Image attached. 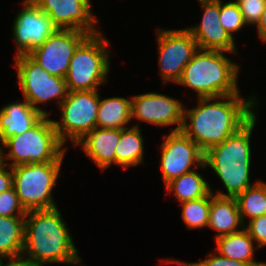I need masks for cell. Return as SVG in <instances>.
Listing matches in <instances>:
<instances>
[{
  "label": "cell",
  "instance_id": "1",
  "mask_svg": "<svg viewBox=\"0 0 266 266\" xmlns=\"http://www.w3.org/2000/svg\"><path fill=\"white\" fill-rule=\"evenodd\" d=\"M197 100V106L184 107L181 131L204 153L243 127L256 114L254 108L259 104L255 94L247 99L240 93Z\"/></svg>",
  "mask_w": 266,
  "mask_h": 266
},
{
  "label": "cell",
  "instance_id": "2",
  "mask_svg": "<svg viewBox=\"0 0 266 266\" xmlns=\"http://www.w3.org/2000/svg\"><path fill=\"white\" fill-rule=\"evenodd\" d=\"M58 207L28 211L22 256L39 265H83L73 237Z\"/></svg>",
  "mask_w": 266,
  "mask_h": 266
},
{
  "label": "cell",
  "instance_id": "3",
  "mask_svg": "<svg viewBox=\"0 0 266 266\" xmlns=\"http://www.w3.org/2000/svg\"><path fill=\"white\" fill-rule=\"evenodd\" d=\"M255 114L235 134L229 136L222 143L209 148L204 153V163L210 167L224 185L227 193L218 191V196L236 197L247 188L256 184L250 183V169L252 163L251 136L257 123Z\"/></svg>",
  "mask_w": 266,
  "mask_h": 266
},
{
  "label": "cell",
  "instance_id": "4",
  "mask_svg": "<svg viewBox=\"0 0 266 266\" xmlns=\"http://www.w3.org/2000/svg\"><path fill=\"white\" fill-rule=\"evenodd\" d=\"M223 53L198 49L176 84L195 90L197 98L239 94V64Z\"/></svg>",
  "mask_w": 266,
  "mask_h": 266
},
{
  "label": "cell",
  "instance_id": "5",
  "mask_svg": "<svg viewBox=\"0 0 266 266\" xmlns=\"http://www.w3.org/2000/svg\"><path fill=\"white\" fill-rule=\"evenodd\" d=\"M64 145L58 137L53 119L43 116L26 132L10 136L2 143L3 162L10 167L22 164L63 162L67 152V147ZM4 148H8L7 154Z\"/></svg>",
  "mask_w": 266,
  "mask_h": 266
},
{
  "label": "cell",
  "instance_id": "6",
  "mask_svg": "<svg viewBox=\"0 0 266 266\" xmlns=\"http://www.w3.org/2000/svg\"><path fill=\"white\" fill-rule=\"evenodd\" d=\"M109 41L102 32L89 35L75 50L65 81L69 91L98 90L111 71Z\"/></svg>",
  "mask_w": 266,
  "mask_h": 266
},
{
  "label": "cell",
  "instance_id": "7",
  "mask_svg": "<svg viewBox=\"0 0 266 266\" xmlns=\"http://www.w3.org/2000/svg\"><path fill=\"white\" fill-rule=\"evenodd\" d=\"M62 163H33L12 167L13 187L19 202L27 212L57 207L52 192Z\"/></svg>",
  "mask_w": 266,
  "mask_h": 266
},
{
  "label": "cell",
  "instance_id": "8",
  "mask_svg": "<svg viewBox=\"0 0 266 266\" xmlns=\"http://www.w3.org/2000/svg\"><path fill=\"white\" fill-rule=\"evenodd\" d=\"M14 62L22 96L36 111L49 116L47 110L39 108V104L55 99L59 106L69 93L65 78L51 75L29 55L17 56Z\"/></svg>",
  "mask_w": 266,
  "mask_h": 266
},
{
  "label": "cell",
  "instance_id": "9",
  "mask_svg": "<svg viewBox=\"0 0 266 266\" xmlns=\"http://www.w3.org/2000/svg\"><path fill=\"white\" fill-rule=\"evenodd\" d=\"M101 95L98 90L69 91L59 105L61 121H54L60 141L73 146L97 127V111Z\"/></svg>",
  "mask_w": 266,
  "mask_h": 266
},
{
  "label": "cell",
  "instance_id": "10",
  "mask_svg": "<svg viewBox=\"0 0 266 266\" xmlns=\"http://www.w3.org/2000/svg\"><path fill=\"white\" fill-rule=\"evenodd\" d=\"M158 64L163 84L177 83L185 66L199 49L193 35L186 29H159L156 33Z\"/></svg>",
  "mask_w": 266,
  "mask_h": 266
},
{
  "label": "cell",
  "instance_id": "11",
  "mask_svg": "<svg viewBox=\"0 0 266 266\" xmlns=\"http://www.w3.org/2000/svg\"><path fill=\"white\" fill-rule=\"evenodd\" d=\"M161 143L160 169L164 185L181 175L195 169L207 168L204 163V152L181 130L164 135Z\"/></svg>",
  "mask_w": 266,
  "mask_h": 266
},
{
  "label": "cell",
  "instance_id": "12",
  "mask_svg": "<svg viewBox=\"0 0 266 266\" xmlns=\"http://www.w3.org/2000/svg\"><path fill=\"white\" fill-rule=\"evenodd\" d=\"M89 35L85 31L57 29L28 55L51 75L65 78L75 50Z\"/></svg>",
  "mask_w": 266,
  "mask_h": 266
},
{
  "label": "cell",
  "instance_id": "13",
  "mask_svg": "<svg viewBox=\"0 0 266 266\" xmlns=\"http://www.w3.org/2000/svg\"><path fill=\"white\" fill-rule=\"evenodd\" d=\"M184 104L179 99L157 92L131 96V119L155 126H172L180 131L183 125Z\"/></svg>",
  "mask_w": 266,
  "mask_h": 266
},
{
  "label": "cell",
  "instance_id": "14",
  "mask_svg": "<svg viewBox=\"0 0 266 266\" xmlns=\"http://www.w3.org/2000/svg\"><path fill=\"white\" fill-rule=\"evenodd\" d=\"M13 22V40L17 56L28 55L33 49L42 45L58 28L47 13L43 12L33 1H22Z\"/></svg>",
  "mask_w": 266,
  "mask_h": 266
},
{
  "label": "cell",
  "instance_id": "15",
  "mask_svg": "<svg viewBox=\"0 0 266 266\" xmlns=\"http://www.w3.org/2000/svg\"><path fill=\"white\" fill-rule=\"evenodd\" d=\"M52 19L58 29L85 31L90 35L101 32L98 19L92 13L91 0H33Z\"/></svg>",
  "mask_w": 266,
  "mask_h": 266
},
{
  "label": "cell",
  "instance_id": "16",
  "mask_svg": "<svg viewBox=\"0 0 266 266\" xmlns=\"http://www.w3.org/2000/svg\"><path fill=\"white\" fill-rule=\"evenodd\" d=\"M202 7L200 24L186 29L193 35L199 49L237 53L235 39L222 27L220 0H198Z\"/></svg>",
  "mask_w": 266,
  "mask_h": 266
},
{
  "label": "cell",
  "instance_id": "17",
  "mask_svg": "<svg viewBox=\"0 0 266 266\" xmlns=\"http://www.w3.org/2000/svg\"><path fill=\"white\" fill-rule=\"evenodd\" d=\"M121 129L95 127L87 133L74 147L81 146L85 154L101 170L115 164V148L119 143Z\"/></svg>",
  "mask_w": 266,
  "mask_h": 266
},
{
  "label": "cell",
  "instance_id": "18",
  "mask_svg": "<svg viewBox=\"0 0 266 266\" xmlns=\"http://www.w3.org/2000/svg\"><path fill=\"white\" fill-rule=\"evenodd\" d=\"M43 115L25 99L9 103L0 109V142L13 135H20L33 127Z\"/></svg>",
  "mask_w": 266,
  "mask_h": 266
},
{
  "label": "cell",
  "instance_id": "19",
  "mask_svg": "<svg viewBox=\"0 0 266 266\" xmlns=\"http://www.w3.org/2000/svg\"><path fill=\"white\" fill-rule=\"evenodd\" d=\"M235 197L218 196L211 192V205L207 228L218 232L215 239L244 228Z\"/></svg>",
  "mask_w": 266,
  "mask_h": 266
},
{
  "label": "cell",
  "instance_id": "20",
  "mask_svg": "<svg viewBox=\"0 0 266 266\" xmlns=\"http://www.w3.org/2000/svg\"><path fill=\"white\" fill-rule=\"evenodd\" d=\"M215 241L216 253L228 259L246 263L249 266H266L265 261L255 260L254 252L259 247L255 245L256 243L245 228L239 232L218 237Z\"/></svg>",
  "mask_w": 266,
  "mask_h": 266
},
{
  "label": "cell",
  "instance_id": "21",
  "mask_svg": "<svg viewBox=\"0 0 266 266\" xmlns=\"http://www.w3.org/2000/svg\"><path fill=\"white\" fill-rule=\"evenodd\" d=\"M138 123L121 129L119 143L115 148V164L121 168L135 167L144 163V141Z\"/></svg>",
  "mask_w": 266,
  "mask_h": 266
},
{
  "label": "cell",
  "instance_id": "22",
  "mask_svg": "<svg viewBox=\"0 0 266 266\" xmlns=\"http://www.w3.org/2000/svg\"><path fill=\"white\" fill-rule=\"evenodd\" d=\"M97 127L108 129H124L131 119V98H100L97 111Z\"/></svg>",
  "mask_w": 266,
  "mask_h": 266
},
{
  "label": "cell",
  "instance_id": "23",
  "mask_svg": "<svg viewBox=\"0 0 266 266\" xmlns=\"http://www.w3.org/2000/svg\"><path fill=\"white\" fill-rule=\"evenodd\" d=\"M25 216H0V259L22 256Z\"/></svg>",
  "mask_w": 266,
  "mask_h": 266
},
{
  "label": "cell",
  "instance_id": "24",
  "mask_svg": "<svg viewBox=\"0 0 266 266\" xmlns=\"http://www.w3.org/2000/svg\"><path fill=\"white\" fill-rule=\"evenodd\" d=\"M167 193H172L179 203L205 197L210 191V184L197 170L185 173L165 185Z\"/></svg>",
  "mask_w": 266,
  "mask_h": 266
},
{
  "label": "cell",
  "instance_id": "25",
  "mask_svg": "<svg viewBox=\"0 0 266 266\" xmlns=\"http://www.w3.org/2000/svg\"><path fill=\"white\" fill-rule=\"evenodd\" d=\"M235 198L244 225L246 218L250 221L253 218L266 215V182L259 180Z\"/></svg>",
  "mask_w": 266,
  "mask_h": 266
},
{
  "label": "cell",
  "instance_id": "26",
  "mask_svg": "<svg viewBox=\"0 0 266 266\" xmlns=\"http://www.w3.org/2000/svg\"><path fill=\"white\" fill-rule=\"evenodd\" d=\"M181 218L188 229L205 228L209 221L211 191L202 198L180 203Z\"/></svg>",
  "mask_w": 266,
  "mask_h": 266
},
{
  "label": "cell",
  "instance_id": "27",
  "mask_svg": "<svg viewBox=\"0 0 266 266\" xmlns=\"http://www.w3.org/2000/svg\"><path fill=\"white\" fill-rule=\"evenodd\" d=\"M222 27L230 34L232 38L236 32L241 30L246 24L244 23L242 13L236 1L222 3L220 0V18Z\"/></svg>",
  "mask_w": 266,
  "mask_h": 266
},
{
  "label": "cell",
  "instance_id": "28",
  "mask_svg": "<svg viewBox=\"0 0 266 266\" xmlns=\"http://www.w3.org/2000/svg\"><path fill=\"white\" fill-rule=\"evenodd\" d=\"M27 211L19 202L14 187L0 193V216H26Z\"/></svg>",
  "mask_w": 266,
  "mask_h": 266
},
{
  "label": "cell",
  "instance_id": "29",
  "mask_svg": "<svg viewBox=\"0 0 266 266\" xmlns=\"http://www.w3.org/2000/svg\"><path fill=\"white\" fill-rule=\"evenodd\" d=\"M239 5L244 23L246 25H257L263 14L266 0H235Z\"/></svg>",
  "mask_w": 266,
  "mask_h": 266
},
{
  "label": "cell",
  "instance_id": "30",
  "mask_svg": "<svg viewBox=\"0 0 266 266\" xmlns=\"http://www.w3.org/2000/svg\"><path fill=\"white\" fill-rule=\"evenodd\" d=\"M244 228L259 248L266 246V215L251 219Z\"/></svg>",
  "mask_w": 266,
  "mask_h": 266
},
{
  "label": "cell",
  "instance_id": "31",
  "mask_svg": "<svg viewBox=\"0 0 266 266\" xmlns=\"http://www.w3.org/2000/svg\"><path fill=\"white\" fill-rule=\"evenodd\" d=\"M197 266H249L233 259H228L216 252L209 254L208 258L196 262Z\"/></svg>",
  "mask_w": 266,
  "mask_h": 266
},
{
  "label": "cell",
  "instance_id": "32",
  "mask_svg": "<svg viewBox=\"0 0 266 266\" xmlns=\"http://www.w3.org/2000/svg\"><path fill=\"white\" fill-rule=\"evenodd\" d=\"M12 187H13L12 167L2 162L0 164V193L9 190Z\"/></svg>",
  "mask_w": 266,
  "mask_h": 266
},
{
  "label": "cell",
  "instance_id": "33",
  "mask_svg": "<svg viewBox=\"0 0 266 266\" xmlns=\"http://www.w3.org/2000/svg\"><path fill=\"white\" fill-rule=\"evenodd\" d=\"M5 261H8L5 263ZM0 266H42L23 256L2 259Z\"/></svg>",
  "mask_w": 266,
  "mask_h": 266
},
{
  "label": "cell",
  "instance_id": "34",
  "mask_svg": "<svg viewBox=\"0 0 266 266\" xmlns=\"http://www.w3.org/2000/svg\"><path fill=\"white\" fill-rule=\"evenodd\" d=\"M256 28H257L259 38L263 41V43H265L266 42V4L263 10V14L260 18V21L256 25Z\"/></svg>",
  "mask_w": 266,
  "mask_h": 266
},
{
  "label": "cell",
  "instance_id": "35",
  "mask_svg": "<svg viewBox=\"0 0 266 266\" xmlns=\"http://www.w3.org/2000/svg\"><path fill=\"white\" fill-rule=\"evenodd\" d=\"M165 263H170V264H176L178 266H197V263L196 262H184L182 260H179V259H169L167 258V260H165Z\"/></svg>",
  "mask_w": 266,
  "mask_h": 266
},
{
  "label": "cell",
  "instance_id": "36",
  "mask_svg": "<svg viewBox=\"0 0 266 266\" xmlns=\"http://www.w3.org/2000/svg\"><path fill=\"white\" fill-rule=\"evenodd\" d=\"M3 162V148L2 143L0 142V164Z\"/></svg>",
  "mask_w": 266,
  "mask_h": 266
}]
</instances>
